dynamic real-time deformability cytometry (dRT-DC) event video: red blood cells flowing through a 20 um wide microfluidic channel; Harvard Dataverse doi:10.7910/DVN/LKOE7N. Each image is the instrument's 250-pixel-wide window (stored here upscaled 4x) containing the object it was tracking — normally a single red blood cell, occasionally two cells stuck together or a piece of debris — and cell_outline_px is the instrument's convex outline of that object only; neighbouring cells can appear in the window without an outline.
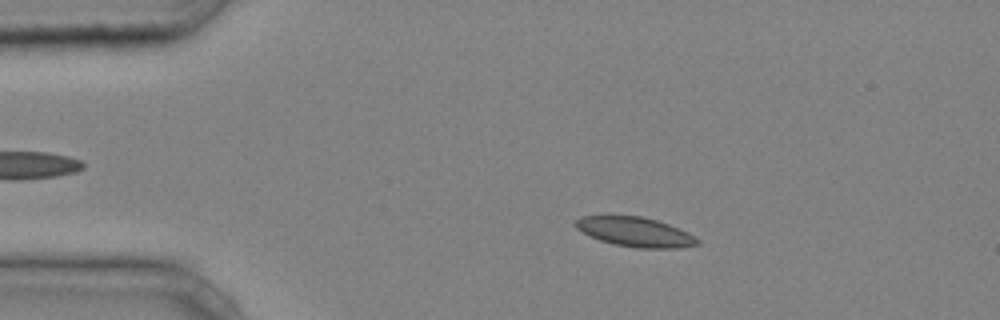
{"species": "common noctule bat (a hibernating species)", "species_latin": "Nyctalus noctula", "temperature_condition": "cold", "stored_images_in_passage": 39, "camera_frame_rate_fps": 3000, "um_per_image_px": 0.085, "animal": {"sex": "male", "body_mass_g": 20.4}, "frame": {"image": 1, "passage_image": 3, "time_ms": 0.667, "image_size_px": [1000, 320], "cell_outline_px": [[700, 244], [680, 248], [636, 248], [612, 244], [600, 240], [576, 228], [576, 220], [580, 216], [640, 216], [656, 220], [668, 224], [688, 232], [700, 240]], "centroid_in_image_um": [54.03, 19.73], "position_along_channel_um": 31.0, "area_um2": 20.81}}
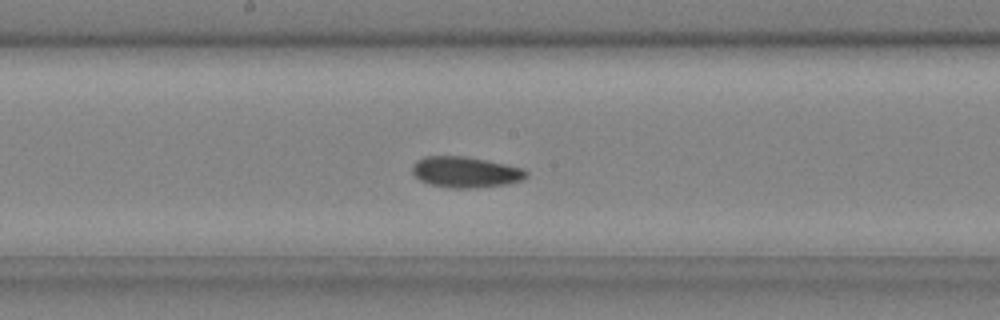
{"frame": {"image": 2, "passage_image": 19, "time_ms": 6.0, "image_size_px": [1000, 320], "cell_outline_px": [[528, 176], [524, 180], [508, 184], [476, 188], [448, 188], [428, 184], [420, 180], [412, 172], [412, 164], [416, 160], [424, 156], [464, 156], [488, 160], [524, 168], [528, 172]], "centroid_in_image_um": [39.59, 14.63], "position_along_channel_um": 208.6, "area_um2": 20.92}}
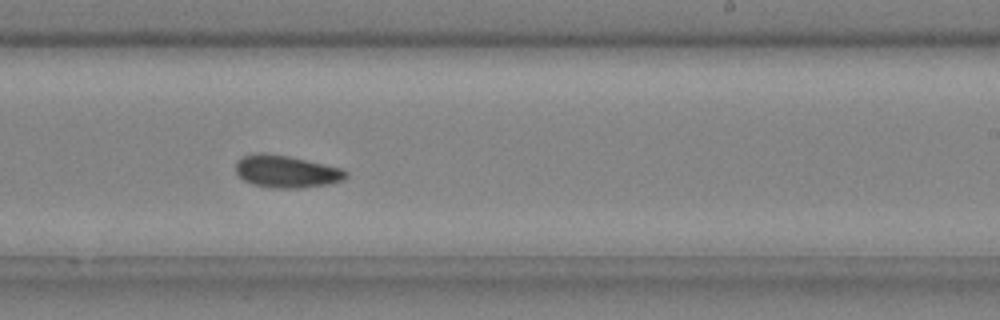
{"frame": {"image": 3, "passage_image": 23, "time_ms": 7.333, "image_size_px": [1000, 320], "cell_outline_px": [[348, 176], [344, 180], [328, 184], [300, 188], [272, 188], [252, 184], [244, 180], [236, 172], [236, 160], [244, 156], [260, 152], [288, 156], [324, 164], [340, 168], [348, 172]], "centroid_in_image_um": [24.34, 14.58], "position_along_channel_um": 264.7, "area_um2": 20.69}, "authors_computed_cell_mechanics": {"area_um2": 20.4612, "velocity_mm_per_s": 4.2064, "shape_relaxation_time_tau1_ms": 3.4538, "shape_relaxation_time_tau2_ms": 9.6884, "deformation_change_tau1": 0.0825, "deformation_change_tau2": 0.1226}}